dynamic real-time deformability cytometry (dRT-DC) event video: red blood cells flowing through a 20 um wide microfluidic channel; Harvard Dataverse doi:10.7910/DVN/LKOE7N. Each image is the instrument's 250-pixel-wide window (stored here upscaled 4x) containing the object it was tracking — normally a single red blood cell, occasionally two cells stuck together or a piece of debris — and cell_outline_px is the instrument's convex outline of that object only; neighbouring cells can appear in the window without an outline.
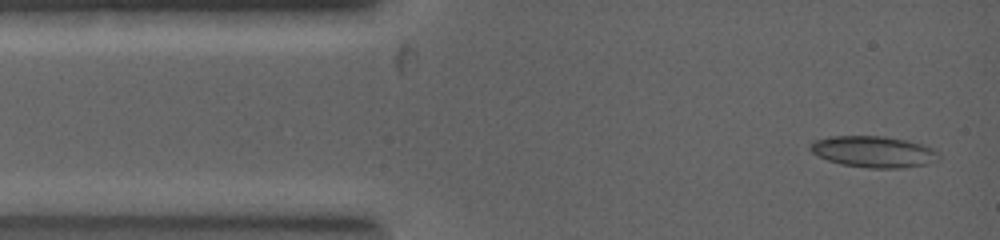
{"species": "common noctule bat (a hibernating species)", "species_latin": "Nyctalus noctula", "temperature_condition": "warm", "stored_images_in_passage": 10, "camera_frame_rate_fps": 5000, "um_per_image_px": 0.085, "animal": {"sex": "female", "body_mass_g": 19.0, "forearm_length_mm": 53.3}, "frame": {"image": 1, "passage_image": 1, "time_ms": 0.0, "image_size_px": [1000, 240], "cell_outline_px": [[940, 160], [928, 164], [904, 168], [868, 168], [840, 164], [816, 156], [808, 148], [812, 140], [828, 136], [884, 136], [908, 140], [924, 144], [932, 148], [940, 156]], "centroid_in_image_um": [74.24, 12.89], "position_along_channel_um": 10.8, "area_um2": 23.93}}
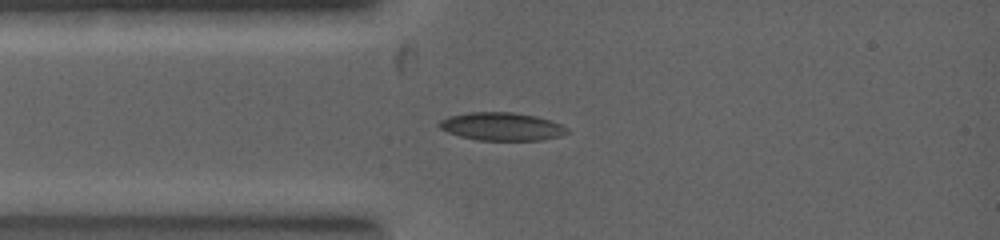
{"frame": {"image": 2, "passage_image": 5, "time_ms": 1.4, "image_size_px": [1000, 240], "cell_outline_px": [[568, 132], [560, 136], [540, 140], [476, 140], [460, 136], [448, 132], [440, 128], [436, 124], [440, 120], [448, 116], [468, 112], [512, 112], [536, 116], [552, 120], [568, 128]], "centroid_in_image_um": [42.63, 10.75], "position_along_channel_um": 42.4, "area_um2": 20.98}}